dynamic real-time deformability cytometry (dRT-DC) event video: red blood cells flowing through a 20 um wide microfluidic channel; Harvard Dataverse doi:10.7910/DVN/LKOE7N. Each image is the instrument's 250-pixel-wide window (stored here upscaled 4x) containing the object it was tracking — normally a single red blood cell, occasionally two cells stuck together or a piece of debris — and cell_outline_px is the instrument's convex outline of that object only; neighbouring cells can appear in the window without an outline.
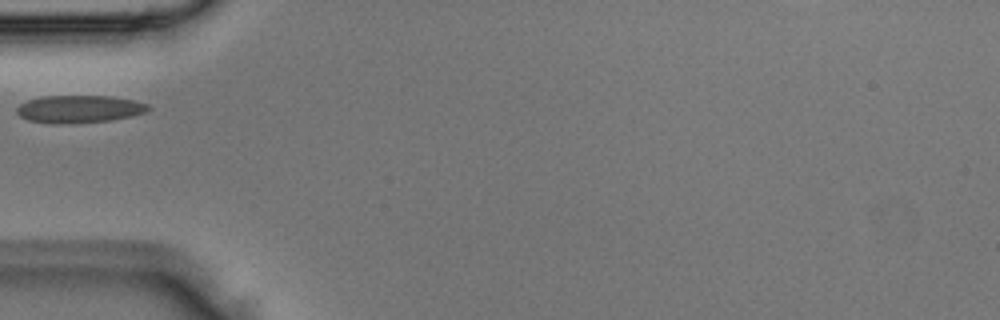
{"species": "Egyptian fruit bat (a non-hibernating species)", "species_latin": "Rousettus aegyptiacus", "temperature_condition": "room temperature", "stored_images_in_passage": 1, "camera_frame_rate_fps": 3000, "um_per_image_px": 0.085, "animal": {"sex": "male"}, "frame": {"image": 1, "passage_image": 1, "time_ms": 0.0, "image_size_px": [1000, 320], "cell_outline_px": [[152, 108], [148, 112], [132, 116], [112, 120], [64, 124], [52, 124], [28, 120], [20, 116], [16, 112], [16, 108], [20, 104], [28, 100], [44, 96], [112, 96], [136, 100], [148, 104]], "centroid_in_image_um": [6.78, 9.27], "position_along_channel_um": 78.2, "area_um2": 21.39}}